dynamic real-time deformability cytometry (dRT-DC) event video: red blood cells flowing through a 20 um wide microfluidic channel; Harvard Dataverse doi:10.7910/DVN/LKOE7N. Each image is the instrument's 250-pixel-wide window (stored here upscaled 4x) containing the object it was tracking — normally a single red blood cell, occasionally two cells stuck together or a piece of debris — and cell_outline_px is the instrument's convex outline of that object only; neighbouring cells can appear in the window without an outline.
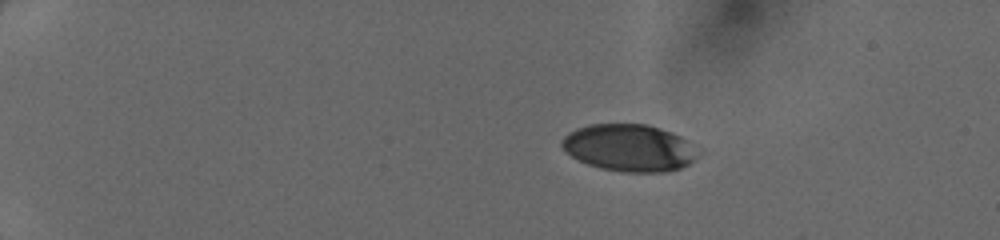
{"species": "human", "species_latin": "Homo sapiens", "temperature_condition": "cold", "stored_images_in_passage": 18, "camera_frame_rate_fps": 3000, "um_per_image_px": 0.085, "donor": {"sex": "female"}, "frame": {"image": 1, "passage_image": 6, "time_ms": 1.667, "image_size_px": [1000, 240], "cell_outline_px": [[696, 156], [688, 164], [680, 168], [668, 172], [624, 172], [600, 168], [588, 164], [572, 156], [560, 144], [560, 140], [568, 132], [576, 128], [588, 124], [648, 124], [672, 132], [688, 140], [696, 152]], "centroid_in_image_um": [53.45, 12.55], "position_along_channel_um": 31.5, "area_um2": 37.22}}
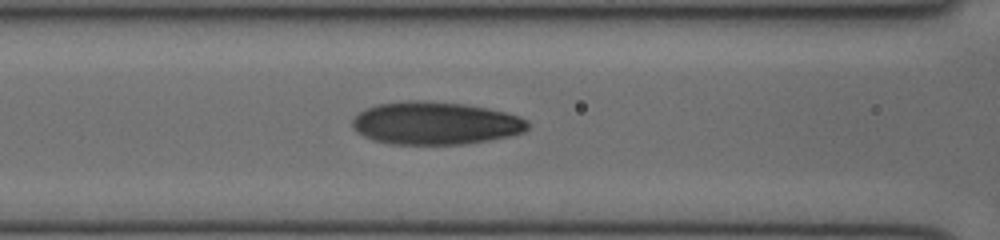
{"frame": {"image": 2, "passage_image": 16, "time_ms": 5.0, "image_size_px": [1000, 240], "cell_outline_px": [[528, 128], [524, 132], [508, 136], [488, 140], [464, 144], [388, 144], [372, 140], [356, 132], [352, 128], [352, 120], [364, 108], [376, 104], [400, 100], [424, 100], [464, 104], [488, 108], [504, 112], [516, 116], [524, 120], [528, 124]], "centroid_in_image_um": [36.93, 10.46], "position_along_channel_um": 129.7, "area_um2": 43.87}}
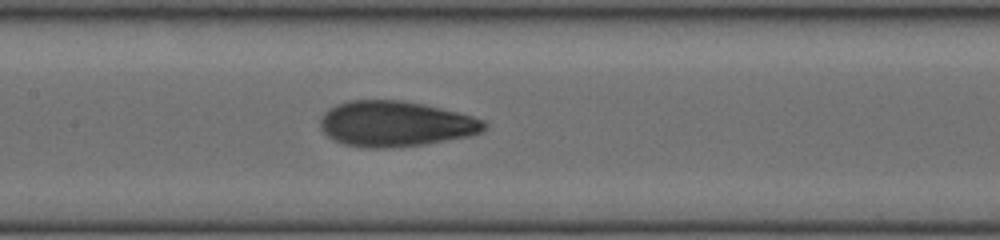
{"frame": {"image": 3, "passage_image": 18, "time_ms": 5.667, "image_size_px": [1000, 240], "cell_outline_px": [[488, 124], [484, 132], [468, 136], [424, 144], [384, 148], [368, 148], [344, 144], [332, 140], [320, 128], [320, 116], [328, 108], [336, 104], [348, 100], [404, 100], [424, 104], [472, 116], [484, 120]], "centroid_in_image_um": [33.59, 10.52], "position_along_channel_um": 173.8, "area_um2": 43.7}}